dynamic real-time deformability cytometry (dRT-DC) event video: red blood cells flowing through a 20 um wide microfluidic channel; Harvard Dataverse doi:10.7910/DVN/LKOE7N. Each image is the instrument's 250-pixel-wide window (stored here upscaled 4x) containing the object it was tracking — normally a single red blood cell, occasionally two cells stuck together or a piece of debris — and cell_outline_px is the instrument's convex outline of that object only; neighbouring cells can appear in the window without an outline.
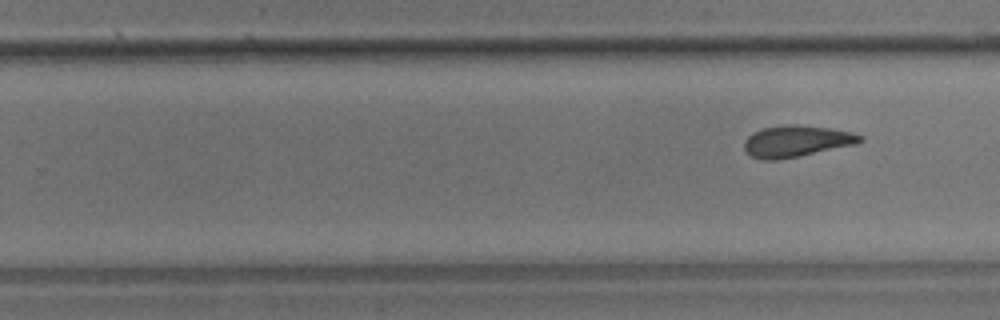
{"species": "common noctule bat (a hibernating species)", "species_latin": "Nyctalus noctula", "temperature_condition": "room temperature", "stored_images_in_passage": 10, "segment_of_instrument_passage": [2, 2], "camera_frame_rate_fps": 3000, "um_per_image_px": 0.085, "animal": {"sex": "male", "body_mass_g": 17.9}, "frame": {"image": 1, "passage_image": 10, "time_ms": 3.0, "image_size_px": [1000, 320], "cell_outline_px": [[864, 140], [856, 144], [800, 156], [776, 160], [760, 160], [752, 156], [744, 148], [744, 140], [752, 132], [764, 128], [792, 124], [800, 124], [828, 128], [852, 132], [864, 136]], "centroid_in_image_um": [67.71, 12.0], "position_along_channel_um": 262.1, "area_um2": 21.27}}